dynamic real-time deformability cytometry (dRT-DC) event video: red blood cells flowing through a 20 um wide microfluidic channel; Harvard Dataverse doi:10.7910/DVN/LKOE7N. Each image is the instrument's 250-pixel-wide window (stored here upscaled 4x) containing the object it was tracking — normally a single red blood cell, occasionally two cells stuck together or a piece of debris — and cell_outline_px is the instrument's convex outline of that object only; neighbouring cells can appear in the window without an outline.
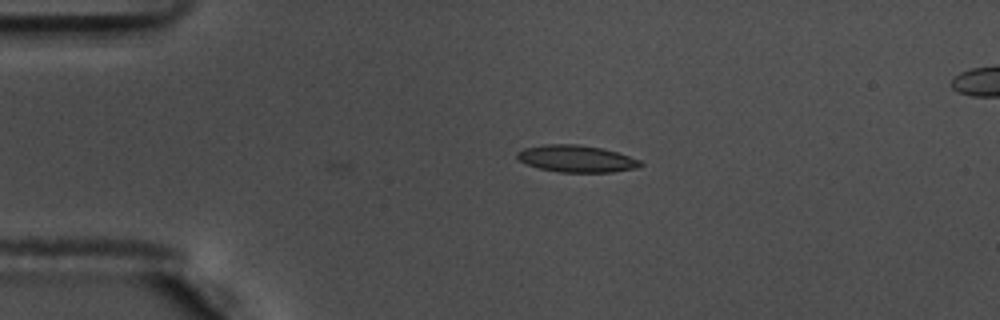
{"species": "common noctule bat (a hibernating species)", "species_latin": "Nyctalus noctula", "temperature_condition": "warm", "stored_images_in_passage": 27, "camera_frame_rate_fps": 3000, "um_per_image_px": 0.085, "animal": {"sex": "male", "body_mass_g": 17.5, "forearm_length_mm": 52.3}, "frame": {"image": 1, "passage_image": 1, "time_ms": 0.0, "image_size_px": [1000, 320], "cell_outline_px": [[644, 164], [636, 168], [612, 172], [560, 172], [540, 168], [528, 164], [520, 160], [516, 156], [516, 152], [524, 148], [544, 144], [576, 144], [604, 148], [640, 160]], "centroid_in_image_um": [49.0, 13.48], "position_along_channel_um": 36.0, "area_um2": 19.25}}
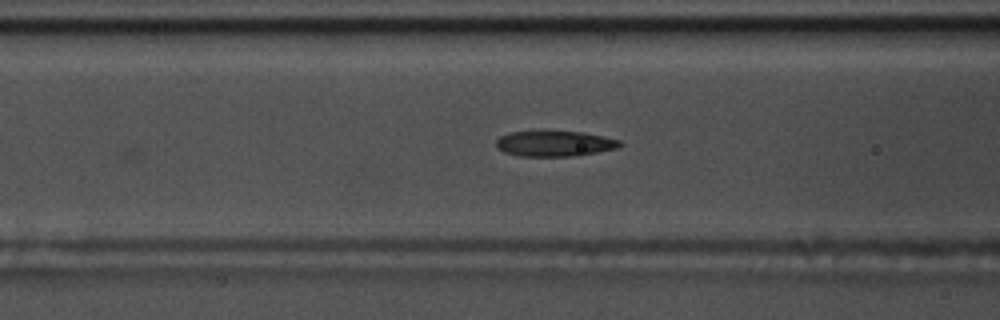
{"frame": {"image": 2, "passage_image": 11, "time_ms": 3.333, "image_size_px": [1000, 320], "cell_outline_px": [[624, 144], [616, 148], [576, 156], [516, 156], [504, 152], [496, 148], [496, 140], [500, 136], [508, 132], [544, 128], [584, 132], [604, 136], [620, 140]], "centroid_in_image_um": [47.08, 12.15], "position_along_channel_um": 119.5, "area_um2": 19.48}}
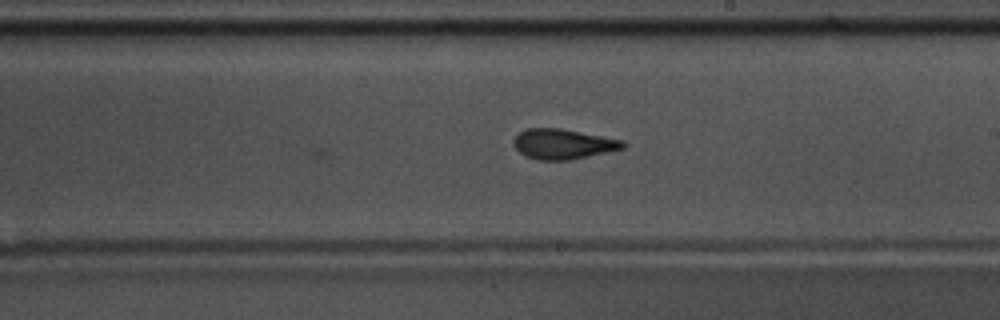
{"frame": {"image": 3, "passage_image": 21, "time_ms": 6.667, "image_size_px": [1000, 320], "cell_outline_px": [[628, 144], [624, 148], [568, 160], [536, 160], [524, 156], [512, 144], [512, 140], [520, 132], [528, 128], [560, 128], [624, 140]], "centroid_in_image_um": [47.84, 12.24], "position_along_channel_um": 241.2, "area_um2": 19.19}}